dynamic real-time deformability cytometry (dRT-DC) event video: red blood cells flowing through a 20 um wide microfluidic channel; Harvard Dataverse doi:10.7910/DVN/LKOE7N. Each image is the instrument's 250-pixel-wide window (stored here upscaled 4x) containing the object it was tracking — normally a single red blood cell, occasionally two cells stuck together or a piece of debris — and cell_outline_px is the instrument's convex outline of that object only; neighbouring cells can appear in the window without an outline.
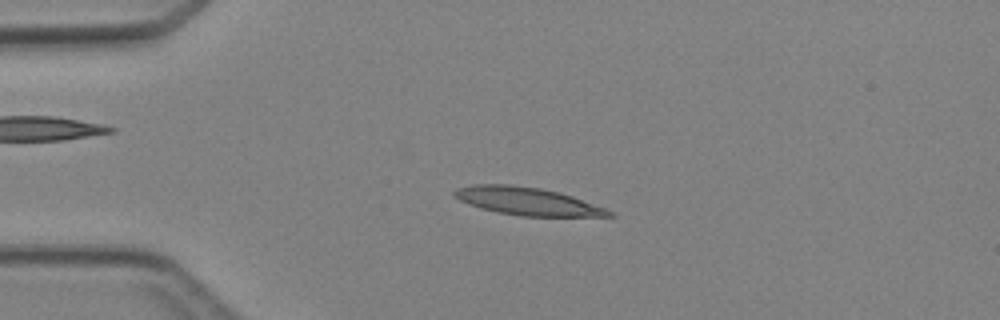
{"species": "Egyptian fruit bat (a non-hibernating species)", "species_latin": "Rousettus aegyptiacus", "temperature_condition": "cold", "stored_images_in_passage": 5, "camera_frame_rate_fps": 3000, "um_per_image_px": 0.085, "animal": {"sex": "female"}, "frame": {"image": 1, "passage_image": 4, "time_ms": 3.333, "image_size_px": [1000, 320], "cell_outline_px": [[616, 216], [520, 216], [496, 212], [480, 208], [468, 204], [452, 196], [452, 192], [456, 188], [472, 184], [512, 184], [540, 188], [560, 192], [572, 196], [616, 212]], "centroid_in_image_um": [44.79, 17.1], "position_along_channel_um": 40.2, "area_um2": 25.26}}